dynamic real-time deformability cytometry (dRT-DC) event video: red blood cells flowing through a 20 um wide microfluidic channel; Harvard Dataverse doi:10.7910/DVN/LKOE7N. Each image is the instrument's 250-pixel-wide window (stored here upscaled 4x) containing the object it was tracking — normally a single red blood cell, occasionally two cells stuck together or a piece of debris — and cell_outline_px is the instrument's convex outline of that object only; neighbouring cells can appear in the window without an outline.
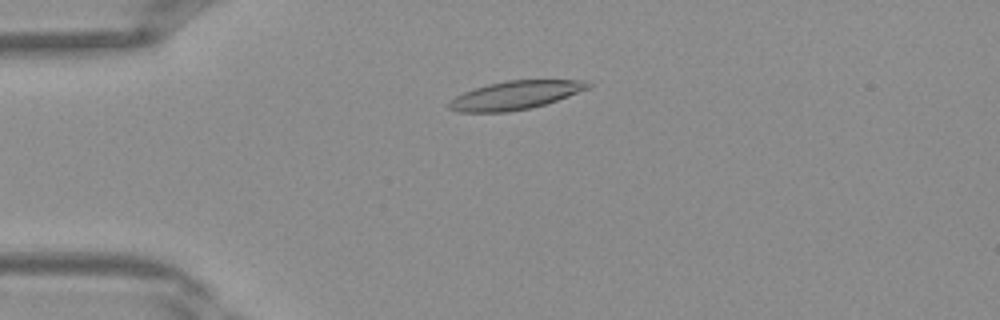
{"species": "Egyptian fruit bat (a non-hibernating species)", "species_latin": "Rousettus aegyptiacus", "temperature_condition": "warm", "stored_images_in_passage": 40, "camera_frame_rate_fps": 3000, "um_per_image_px": 0.085, "frame": {"image": 1, "passage_image": 10, "time_ms": 3.0, "image_size_px": [1000, 320], "cell_outline_px": [[592, 84], [588, 88], [568, 96], [532, 108], [508, 112], [460, 112], [448, 108], [448, 100], [464, 92], [488, 84], [508, 80], [588, 80]], "centroid_in_image_um": [43.78, 8.09], "position_along_channel_um": 41.2, "area_um2": 22.95}}
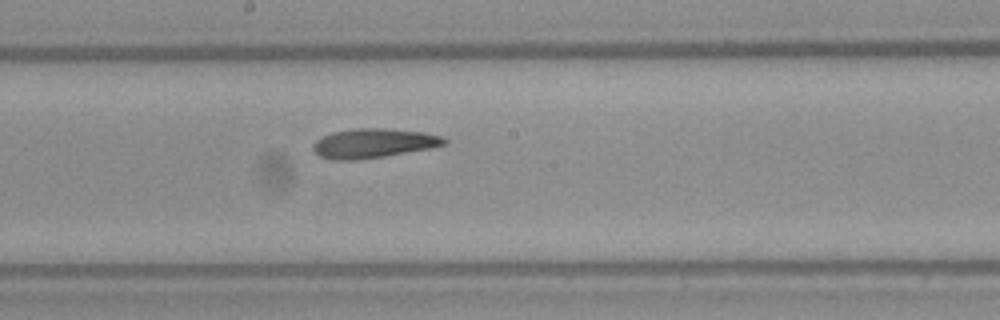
{"frame": {"image": 2, "passage_image": 22, "time_ms": 7.0, "image_size_px": [1000, 320], "cell_outline_px": [[448, 140], [444, 144], [432, 148], [384, 156], [356, 160], [332, 160], [320, 156], [312, 148], [312, 144], [316, 140], [332, 132], [356, 128], [392, 128], [424, 132], [440, 136]], "centroid_in_image_um": [31.74, 12.17], "position_along_channel_um": 216.5, "area_um2": 22.48}}
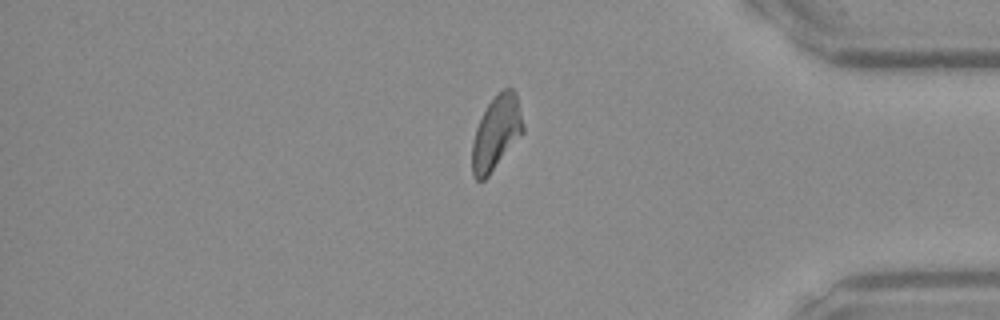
{"frame": {"image": 3, "passage_image": 34, "time_ms": 11.0, "image_size_px": [1000, 320], "cell_outline_px": [[524, 132], [488, 176], [484, 180], [476, 180], [472, 176], [472, 140], [476, 128], [488, 104], [504, 88], [512, 88], [516, 92], [524, 124]], "centroid_in_image_um": [42.19, 11.3], "position_along_channel_um": 393.0, "area_um2": 21.79}}